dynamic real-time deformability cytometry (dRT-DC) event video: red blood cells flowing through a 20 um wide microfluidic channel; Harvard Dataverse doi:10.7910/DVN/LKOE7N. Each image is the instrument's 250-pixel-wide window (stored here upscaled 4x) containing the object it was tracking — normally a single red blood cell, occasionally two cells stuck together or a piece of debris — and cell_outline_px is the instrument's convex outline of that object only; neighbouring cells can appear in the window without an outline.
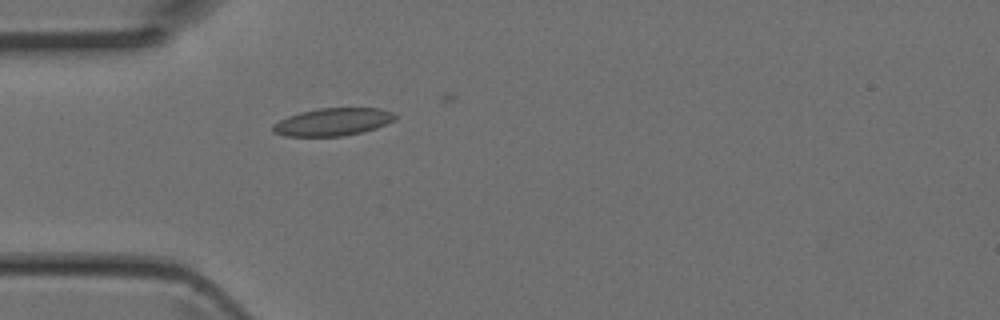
{"species": "Egyptian fruit bat (a non-hibernating species)", "species_latin": "Rousettus aegyptiacus", "temperature_condition": "room temperature", "stored_images_in_passage": 1, "camera_frame_rate_fps": 3000, "um_per_image_px": 0.085, "animal": {"sex": "female"}, "frame": {"image": 1, "passage_image": 1, "time_ms": 0.0, "image_size_px": [1000, 320], "cell_outline_px": [[396, 120], [376, 128], [344, 136], [284, 136], [272, 132], [272, 124], [288, 116], [300, 112], [320, 108], [380, 108], [392, 112], [396, 116]], "centroid_in_image_um": [28.28, 10.36], "position_along_channel_um": 56.7, "area_um2": 19.71}}